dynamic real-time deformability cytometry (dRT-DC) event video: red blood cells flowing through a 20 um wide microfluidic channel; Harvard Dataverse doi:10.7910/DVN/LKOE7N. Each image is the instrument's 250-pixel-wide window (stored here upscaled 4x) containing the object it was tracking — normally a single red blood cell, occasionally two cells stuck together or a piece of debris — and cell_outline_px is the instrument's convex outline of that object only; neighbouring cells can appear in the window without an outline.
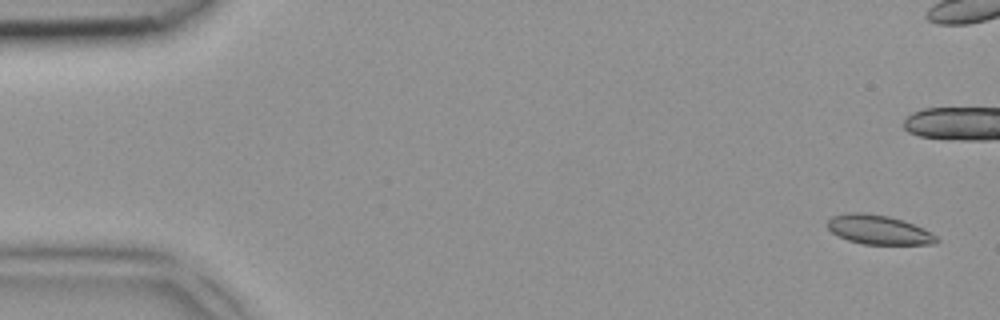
{"species": "common noctule bat (a hibernating species)", "species_latin": "Nyctalus noctula", "temperature_condition": "room temperature", "stored_images_in_passage": 7, "camera_frame_rate_fps": 3000, "um_per_image_px": 0.085, "animal": {"sex": "female", "body_mass_g": 18.4}, "frame": {"image": 1, "passage_image": 1, "time_ms": 0.0, "image_size_px": [1000, 320], "cell_outline_px": [[940, 240], [936, 244], [864, 244], [848, 240], [832, 232], [828, 228], [828, 220], [832, 216], [852, 212], [864, 212], [888, 216], [924, 228], [936, 236]], "centroid_in_image_um": [74.7, 19.53], "position_along_channel_um": 10.3, "area_um2": 18.38}}